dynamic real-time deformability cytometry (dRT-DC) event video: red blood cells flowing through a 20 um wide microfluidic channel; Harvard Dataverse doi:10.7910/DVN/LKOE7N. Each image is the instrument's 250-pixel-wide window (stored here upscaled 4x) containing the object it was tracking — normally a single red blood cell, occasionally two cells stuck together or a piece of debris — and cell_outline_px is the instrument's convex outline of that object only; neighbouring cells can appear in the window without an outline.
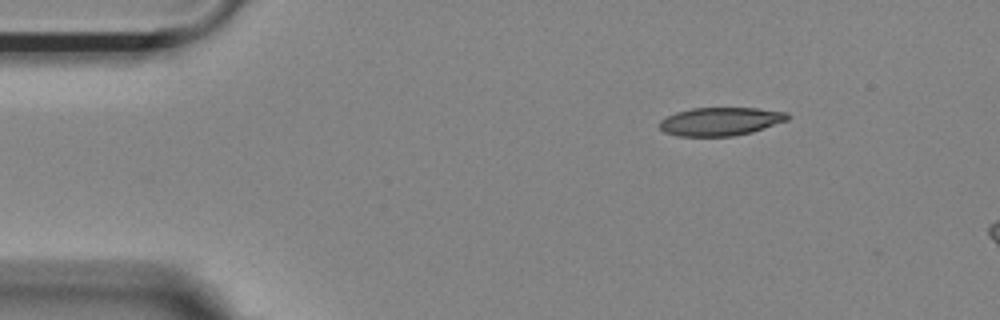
{"species": "Egyptian fruit bat (a non-hibernating species)", "species_latin": "Rousettus aegyptiacus", "temperature_condition": "room temperature", "stored_images_in_passage": 8, "camera_frame_rate_fps": 3000, "um_per_image_px": 0.085, "animal": {"sex": "female"}, "frame": {"image": 1, "passage_image": 1, "time_ms": 0.0, "image_size_px": [1000, 320], "cell_outline_px": [[792, 116], [788, 120], [752, 132], [732, 136], [676, 136], [664, 132], [660, 128], [660, 120], [676, 112], [692, 108], [756, 108], [788, 112]], "centroid_in_image_um": [61.26, 10.32], "position_along_channel_um": 23.7, "area_um2": 21.15}}